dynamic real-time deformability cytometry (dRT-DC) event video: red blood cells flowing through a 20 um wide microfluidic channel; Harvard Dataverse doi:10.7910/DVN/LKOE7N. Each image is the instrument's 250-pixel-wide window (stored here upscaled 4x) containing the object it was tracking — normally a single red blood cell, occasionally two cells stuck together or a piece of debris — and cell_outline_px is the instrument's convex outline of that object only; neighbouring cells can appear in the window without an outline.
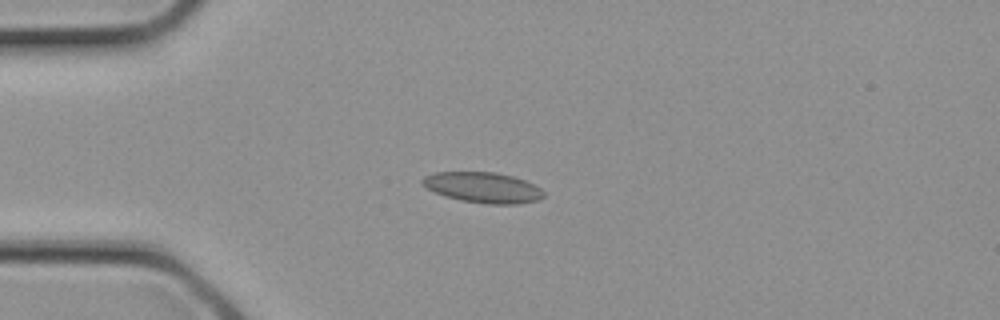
{"species": "common noctule bat (a hibernating species)", "species_latin": "Nyctalus noctula", "temperature_condition": "cold", "stored_images_in_passage": 2, "camera_frame_rate_fps": 3000, "um_per_image_px": 0.085, "animal": {"sex": "female", "body_mass_g": 21.9}, "frame": {"image": 1, "passage_image": 2, "time_ms": 0.333, "image_size_px": [1000, 320], "cell_outline_px": [[544, 196], [536, 200], [516, 204], [484, 204], [460, 200], [444, 196], [420, 184], [420, 180], [424, 176], [436, 172], [496, 172], [512, 176], [524, 180], [540, 188], [544, 192]], "centroid_in_image_um": [41.01, 15.93], "position_along_channel_um": 44.0, "area_um2": 21.56}}